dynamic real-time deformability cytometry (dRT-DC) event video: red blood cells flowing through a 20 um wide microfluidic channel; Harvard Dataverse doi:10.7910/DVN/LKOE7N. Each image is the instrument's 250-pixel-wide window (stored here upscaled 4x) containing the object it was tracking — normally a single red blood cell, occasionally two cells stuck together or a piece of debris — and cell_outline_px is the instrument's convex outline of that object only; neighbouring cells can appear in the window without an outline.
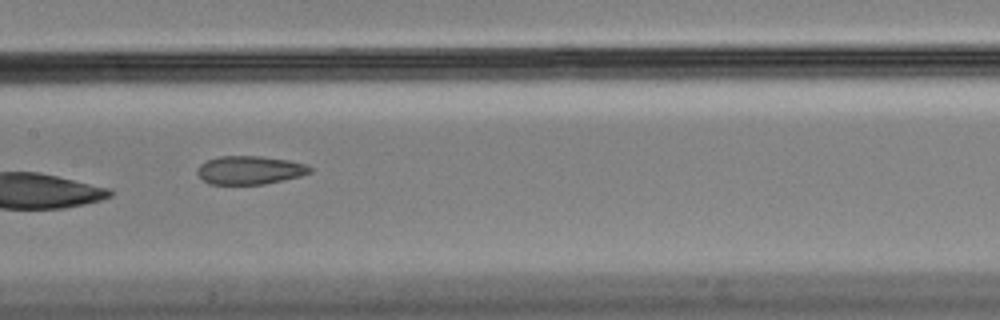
{"species": "Egyptian fruit bat (a non-hibernating species)", "species_latin": "Rousettus aegyptiacus", "temperature_condition": "cold", "stored_images_in_passage": 8, "camera_frame_rate_fps": 3000, "um_per_image_px": 0.085, "animal": {"sex": "male"}, "frame": {"image": 1, "passage_image": 7, "time_ms": 2.0, "image_size_px": [1000, 320], "cell_outline_px": [[312, 172], [300, 176], [264, 184], [208, 184], [196, 172], [200, 164], [208, 160], [220, 156], [260, 156], [288, 160], [304, 164], [312, 168]], "centroid_in_image_um": [21.22, 14.46], "position_along_channel_um": 186.2, "area_um2": 18.5}}